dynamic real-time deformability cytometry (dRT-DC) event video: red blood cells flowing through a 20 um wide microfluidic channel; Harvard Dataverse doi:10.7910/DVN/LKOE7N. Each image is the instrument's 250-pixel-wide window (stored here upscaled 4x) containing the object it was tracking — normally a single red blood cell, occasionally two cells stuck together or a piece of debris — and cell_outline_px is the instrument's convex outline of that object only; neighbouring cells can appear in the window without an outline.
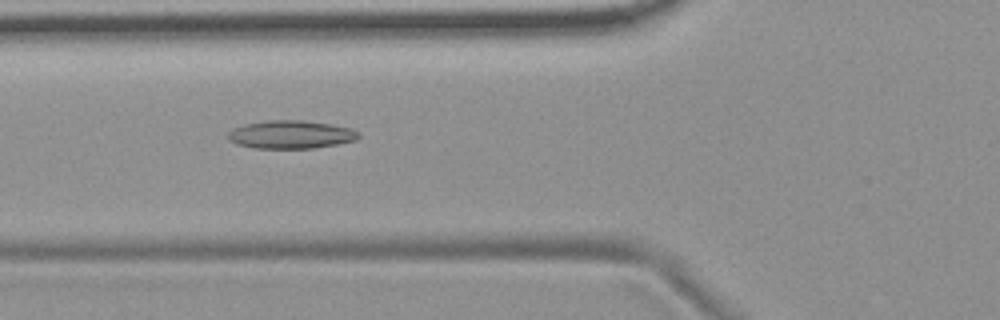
{"species": "common noctule bat (a hibernating species)", "species_latin": "Nyctalus noctula", "temperature_condition": "room temperature", "stored_images_in_passage": 43, "camera_frame_rate_fps": 3000, "um_per_image_px": 0.085, "animal": {"sex": "female", "body_mass_g": 19.9}, "frame": {"image": 1, "passage_image": 9, "time_ms": 2.667, "image_size_px": [1000, 320], "cell_outline_px": [[360, 136], [356, 140], [336, 144], [312, 148], [252, 148], [236, 144], [228, 140], [228, 132], [232, 128], [244, 124], [268, 120], [300, 120], [328, 124], [352, 128], [360, 132]], "centroid_in_image_um": [24.69, 11.43], "position_along_channel_um": 101.1, "area_um2": 21.44}}
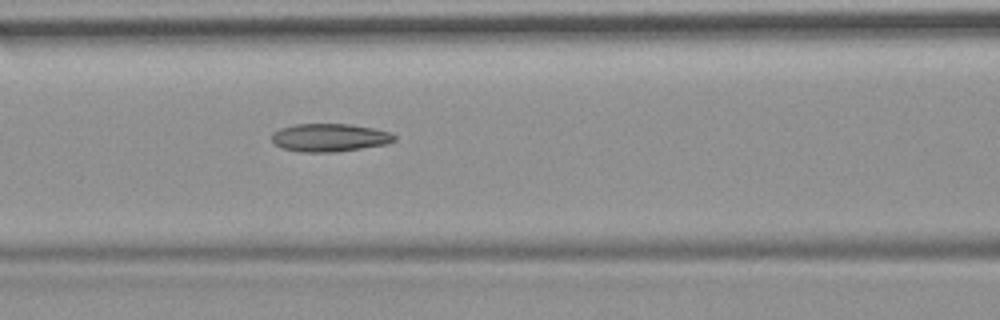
{"frame": {"image": 2, "passage_image": 12, "time_ms": 3.667, "image_size_px": [1000, 320], "cell_outline_px": [[396, 140], [388, 144], [336, 152], [300, 152], [280, 148], [272, 140], [272, 132], [280, 128], [296, 124], [352, 124], [392, 132], [396, 136]], "centroid_in_image_um": [28.03, 11.7], "position_along_channel_um": 138.6, "area_um2": 20.23}}
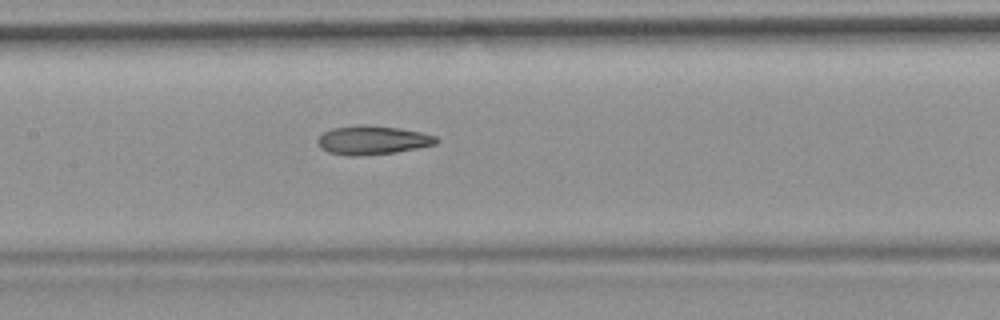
{"frame": {"image": 3, "passage_image": 15, "time_ms": 4.667, "image_size_px": [1000, 320], "cell_outline_px": [[440, 140], [436, 144], [396, 152], [356, 156], [348, 156], [328, 152], [320, 148], [316, 140], [324, 132], [332, 128], [360, 124], [368, 124], [400, 128], [420, 132], [436, 136]], "centroid_in_image_um": [31.65, 11.9], "position_along_channel_um": 175.8, "area_um2": 20.06}, "authors_computed_cell_mechanics": {"area_um2": 19.8254, "velocity_mm_per_s": 3.7196, "shape_relaxation_time_tau1_ms": null, "shape_relaxation_time_tau2_ms": 4.5493, "deformation_change_tau1": null, "deformation_change_tau2": 0.1323}}